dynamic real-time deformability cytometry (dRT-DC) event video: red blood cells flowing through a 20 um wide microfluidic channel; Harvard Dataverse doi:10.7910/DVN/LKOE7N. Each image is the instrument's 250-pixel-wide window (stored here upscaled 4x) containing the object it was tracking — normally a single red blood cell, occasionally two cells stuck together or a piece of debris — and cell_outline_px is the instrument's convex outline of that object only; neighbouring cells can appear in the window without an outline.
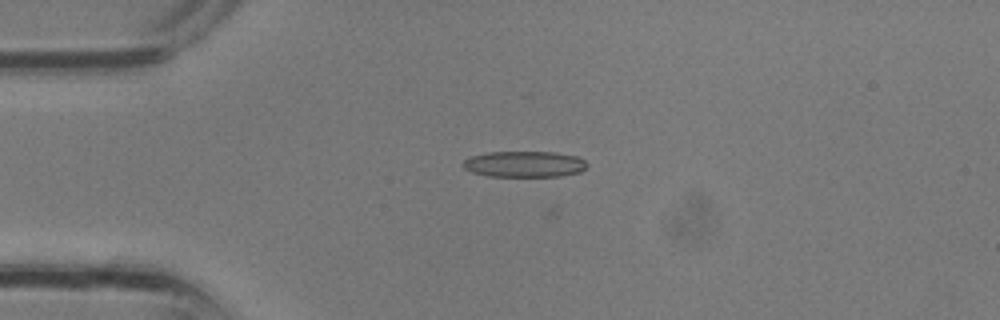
{"species": "common noctule bat (a hibernating species)", "species_latin": "Nyctalus noctula", "temperature_condition": "room temperature", "stored_images_in_passage": 36, "camera_frame_rate_fps": 3000, "um_per_image_px": 0.085, "animal": {"sex": "male", "body_mass_g": 13.3}, "frame": {"image": 1, "passage_image": 11, "time_ms": 3.333, "image_size_px": [1000, 320], "cell_outline_px": [[588, 164], [580, 172], [560, 176], [488, 176], [472, 172], [464, 168], [464, 160], [472, 156], [488, 152], [552, 152], [576, 156], [584, 160]], "centroid_in_image_um": [44.58, 13.95], "position_along_channel_um": 40.4, "area_um2": 18.61}}
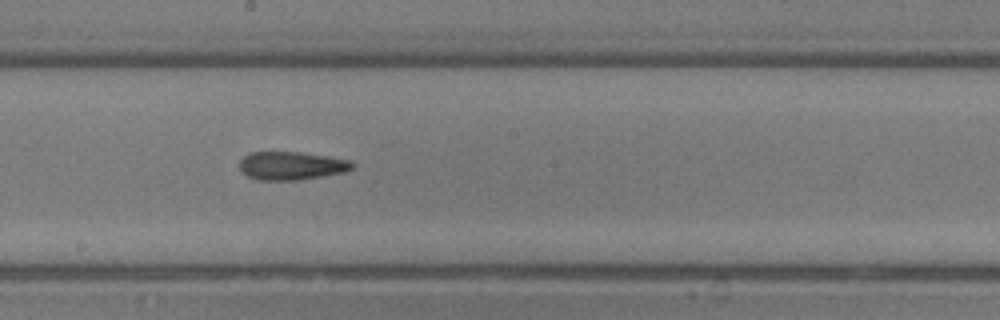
{"frame": {"image": 2, "passage_image": 21, "time_ms": 6.667, "image_size_px": [1000, 320], "cell_outline_px": [[356, 164], [352, 168], [344, 172], [296, 180], [260, 180], [248, 176], [240, 172], [240, 160], [248, 152], [300, 152], [328, 156], [348, 160]], "centroid_in_image_um": [24.74, 14.08], "position_along_channel_um": 223.5, "area_um2": 18.5}}
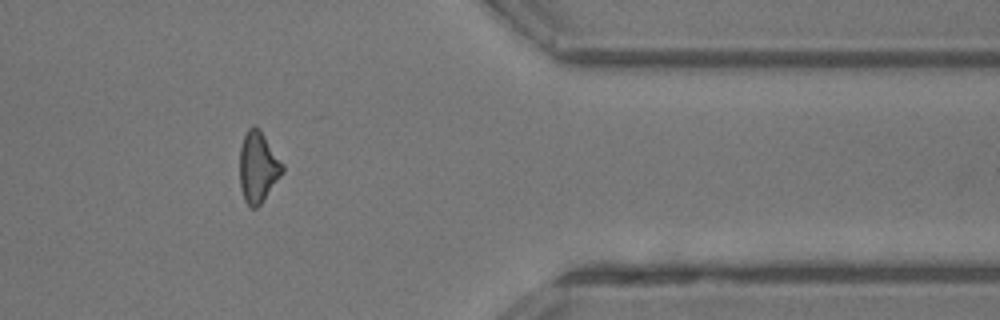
{"frame": {"image": 3, "passage_image": 30, "time_ms": 9.667, "image_size_px": [1000, 320], "cell_outline_px": [[284, 172], [260, 204], [256, 208], [252, 208], [244, 200], [240, 184], [240, 148], [244, 136], [248, 128], [252, 124], [260, 128], [284, 164]], "centroid_in_image_um": [21.95, 14.16], "position_along_channel_um": 389.5, "area_um2": 17.74}}